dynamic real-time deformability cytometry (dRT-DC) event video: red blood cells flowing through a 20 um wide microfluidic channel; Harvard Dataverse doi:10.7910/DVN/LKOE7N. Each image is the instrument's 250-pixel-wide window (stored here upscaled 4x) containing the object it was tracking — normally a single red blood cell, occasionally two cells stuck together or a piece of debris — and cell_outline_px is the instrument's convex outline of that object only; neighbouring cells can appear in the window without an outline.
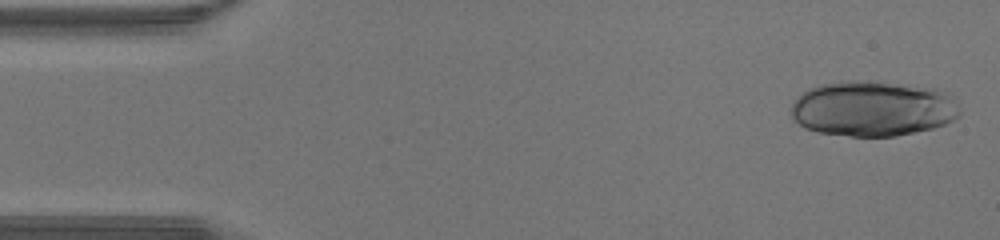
{"species": "human", "species_latin": "Homo sapiens", "temperature_condition": "warm", "stored_images_in_passage": 14, "camera_frame_rate_fps": 3000, "um_per_image_px": 0.085, "donor": {"sex": "male"}, "frame": {"image": 1, "passage_image": 1, "time_ms": 0.0, "image_size_px": [1000, 240], "cell_outline_px": [[960, 116], [944, 124], [932, 128], [896, 136], [852, 136], [820, 132], [804, 128], [792, 116], [792, 100], [796, 96], [808, 88], [820, 84], [852, 80], [872, 80], [936, 88], [948, 92], [952, 96], [960, 112]], "centroid_in_image_um": [74.19, 9.21], "position_along_channel_um": 10.8, "area_um2": 54.79}}
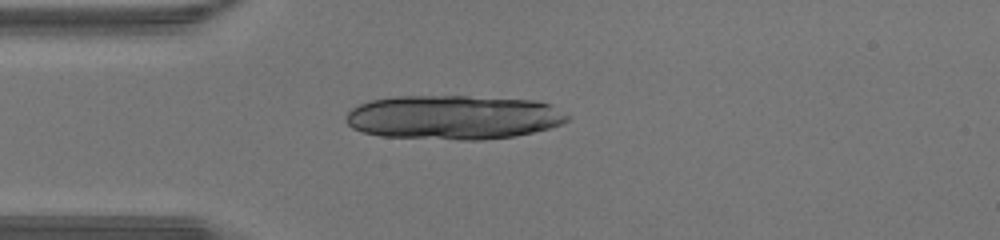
{"frame": {"image": 2, "passage_image": 10, "time_ms": 3.0, "image_size_px": [1000, 240], "cell_outline_px": [[572, 116], [568, 120], [560, 124], [548, 128], [516, 136], [484, 140], [460, 140], [380, 136], [364, 132], [352, 128], [344, 120], [344, 116], [352, 108], [360, 104], [372, 100], [396, 96], [468, 96], [532, 100], [552, 104]], "centroid_in_image_um": [38.56, 9.97], "position_along_channel_um": 46.4, "area_um2": 57.45}}